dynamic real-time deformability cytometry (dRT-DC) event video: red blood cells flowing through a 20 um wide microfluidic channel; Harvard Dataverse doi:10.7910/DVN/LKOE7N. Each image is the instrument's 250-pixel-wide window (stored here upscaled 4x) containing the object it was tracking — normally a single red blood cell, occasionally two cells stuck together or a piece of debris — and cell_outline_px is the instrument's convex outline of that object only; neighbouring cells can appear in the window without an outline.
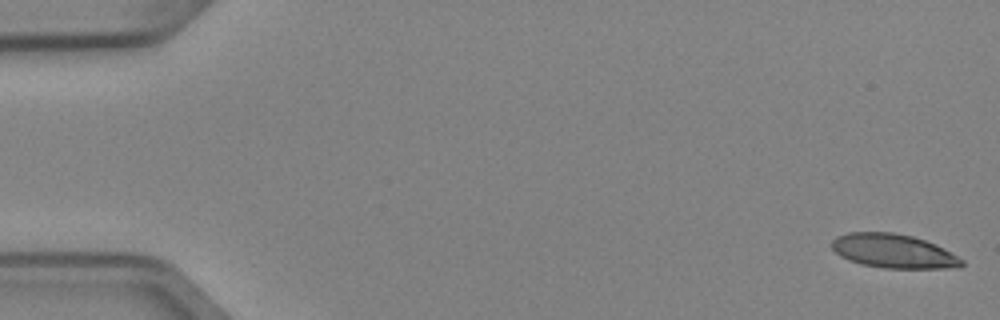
{"species": "Egyptian fruit bat (a non-hibernating species)", "species_latin": "Rousettus aegyptiacus", "temperature_condition": "cold", "stored_images_in_passage": 52, "camera_frame_rate_fps": 3000, "um_per_image_px": 0.085, "animal": {"sex": "female"}, "frame": {"image": 1, "passage_image": 1, "time_ms": 0.0, "image_size_px": [1000, 320], "cell_outline_px": [[964, 264], [960, 268], [884, 268], [860, 264], [848, 260], [840, 256], [832, 248], [832, 240], [836, 236], [848, 232], [892, 232], [912, 236], [936, 244], [944, 248], [964, 260]], "centroid_in_image_um": [75.95, 21.34], "position_along_channel_um": 9.1, "area_um2": 25.89}}
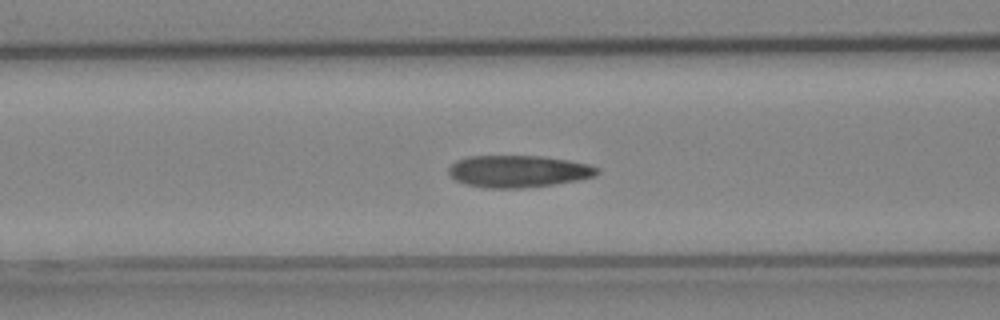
{"frame": {"image": 2, "passage_image": 21, "time_ms": 6.667, "image_size_px": [1000, 320], "cell_outline_px": [[600, 172], [596, 176], [576, 180], [552, 184], [520, 188], [484, 188], [464, 184], [448, 176], [448, 168], [456, 160], [468, 156], [540, 156], [568, 160], [588, 164], [600, 168]], "centroid_in_image_um": [44.02, 14.56], "position_along_channel_um": 122.6, "area_um2": 27.8}}
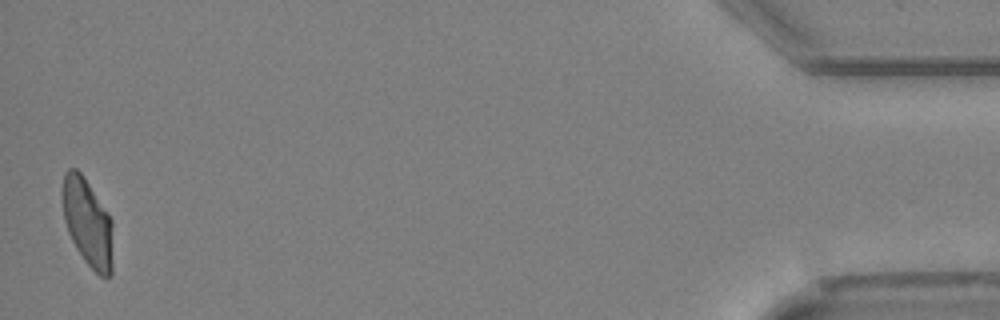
{"frame": {"image": 3, "passage_image": 51, "time_ms": 16.667, "image_size_px": [1000, 320], "cell_outline_px": [[112, 272], [108, 276], [100, 276], [84, 260], [76, 248], [68, 232], [64, 220], [64, 172], [68, 168], [76, 168], [84, 176], [112, 220]], "centroid_in_image_um": [7.46, 18.93], "position_along_channel_um": 427.7, "area_um2": 25.32}, "authors_computed_cell_mechanics": {"area_um2": 26.5591, "velocity_mm_per_s": 3.9517, "shape_relaxation_time_tau1_ms": 10.4041, "shape_relaxation_time_tau2_ms": 2.1624, "deformation_change_tau1": 0.2539, "deformation_change_tau2": 0.0798}}